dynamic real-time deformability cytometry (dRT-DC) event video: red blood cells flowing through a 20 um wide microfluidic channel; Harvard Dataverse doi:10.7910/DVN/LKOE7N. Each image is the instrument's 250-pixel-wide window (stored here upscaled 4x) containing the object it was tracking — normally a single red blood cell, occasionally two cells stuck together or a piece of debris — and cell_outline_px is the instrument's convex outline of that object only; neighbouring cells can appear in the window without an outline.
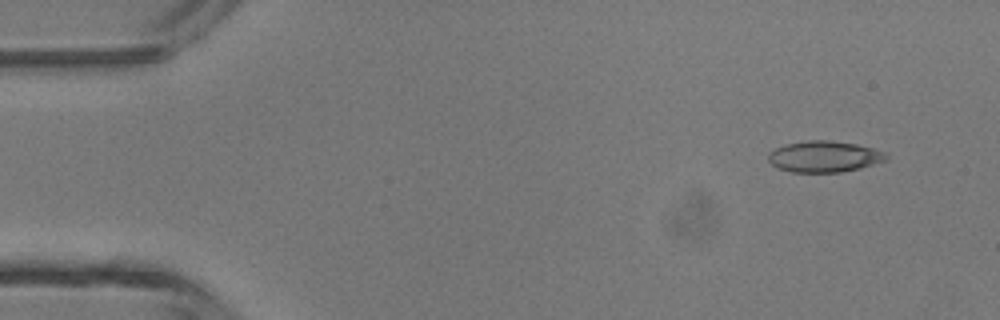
{"species": "common noctule bat (a hibernating species)", "species_latin": "Nyctalus noctula", "temperature_condition": "room temperature", "stored_images_in_passage": 4, "camera_frame_rate_fps": 3000, "um_per_image_px": 0.085, "animal": {"sex": "male", "body_mass_g": 13.3}, "frame": {"image": 1, "passage_image": 1, "time_ms": 0.0, "image_size_px": [1000, 320], "cell_outline_px": [[888, 160], [860, 168], [840, 172], [792, 172], [780, 168], [772, 164], [768, 160], [768, 152], [784, 144], [808, 140], [828, 140], [856, 144], [888, 152]], "centroid_in_image_um": [70.08, 13.3], "position_along_channel_um": 14.9, "area_um2": 21.5}}
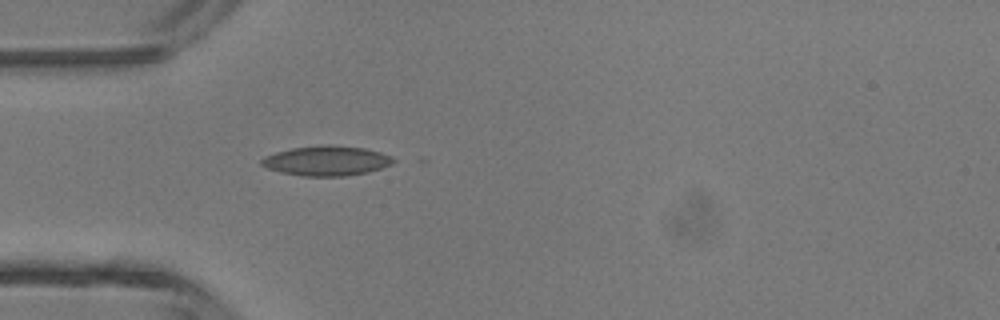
{"frame": {"image": 2, "passage_image": 4, "time_ms": 1.0, "image_size_px": [1000, 320], "cell_outline_px": [[396, 160], [392, 164], [368, 172], [344, 176], [304, 176], [280, 172], [268, 168], [260, 164], [260, 160], [264, 156], [276, 152], [292, 148], [324, 144], [332, 144], [364, 148], [380, 152], [392, 156]], "centroid_in_image_um": [27.76, 13.65], "position_along_channel_um": 57.2, "area_um2": 23.0}}